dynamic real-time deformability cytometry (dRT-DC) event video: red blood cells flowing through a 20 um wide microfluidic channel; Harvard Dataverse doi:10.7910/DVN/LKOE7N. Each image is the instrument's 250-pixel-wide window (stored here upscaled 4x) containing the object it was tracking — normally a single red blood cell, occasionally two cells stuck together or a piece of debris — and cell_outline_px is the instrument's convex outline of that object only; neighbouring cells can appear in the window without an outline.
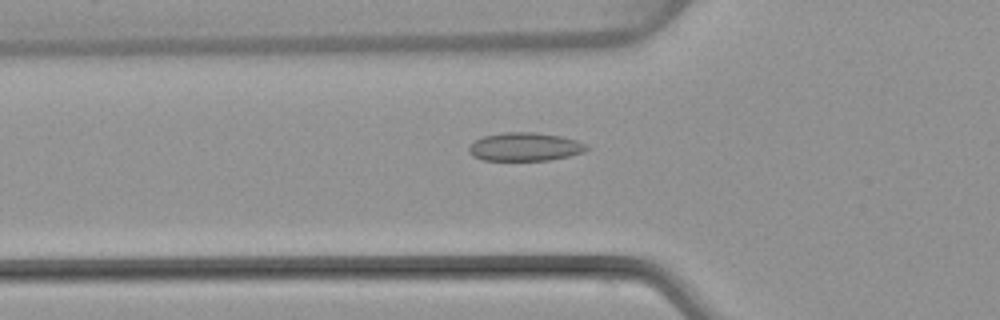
{"species": "common noctule bat (a hibernating species)", "species_latin": "Nyctalus noctula", "temperature_condition": "warm", "stored_images_in_passage": 50, "camera_frame_rate_fps": 3000, "um_per_image_px": 0.085, "animal": {"sex": "female", "body_mass_g": 22.7, "forearm_length_mm": 54.2}, "frame": {"image": 1, "passage_image": 17, "time_ms": 5.333, "image_size_px": [1000, 320], "cell_outline_px": [[592, 148], [584, 152], [568, 156], [548, 160], [484, 160], [472, 156], [468, 152], [468, 148], [476, 140], [484, 136], [504, 132], [536, 132], [560, 136], [576, 140], [588, 144]], "centroid_in_image_um": [44.66, 12.47], "position_along_channel_um": 81.1, "area_um2": 19.54}}
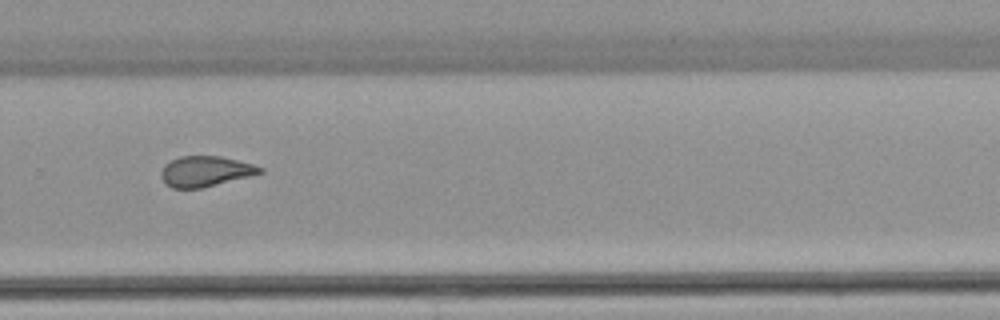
{"frame": {"image": 2, "passage_image": 34, "time_ms": 11.0, "image_size_px": [1000, 320], "cell_outline_px": [[264, 172], [200, 188], [172, 188], [164, 184], [160, 176], [160, 172], [164, 164], [180, 156], [220, 156], [252, 164], [264, 168]], "centroid_in_image_um": [17.4, 14.56], "position_along_channel_um": 312.4, "area_um2": 17.4}}
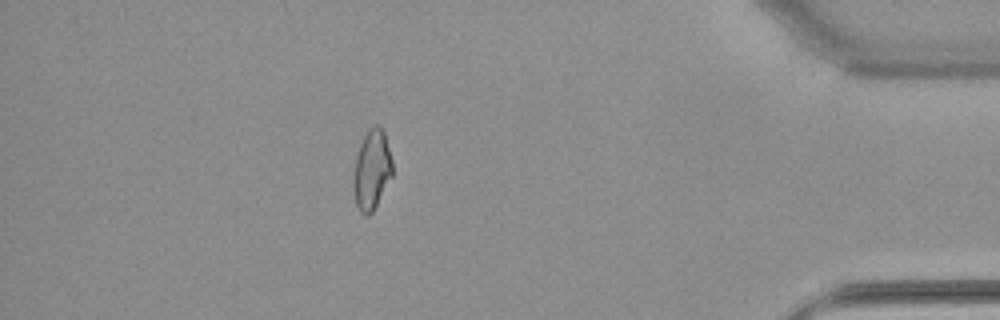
{"frame": {"image": 3, "passage_image": 44, "time_ms": 14.333, "image_size_px": [1000, 320], "cell_outline_px": [[392, 176], [372, 212], [368, 216], [364, 216], [360, 212], [356, 204], [352, 188], [352, 176], [356, 156], [360, 144], [368, 128], [376, 124], [380, 124], [384, 132], [392, 160]], "centroid_in_image_um": [31.58, 14.43], "position_along_channel_um": 403.6, "area_um2": 18.32}, "authors_computed_cell_mechanics": {"area_um2": 18.7561, "velocity_mm_per_s": 4.0743, "shape_relaxation_time_tau1_ms": null, "shape_relaxation_time_tau2_ms": 2.2446, "deformation_change_tau1": null, "deformation_change_tau2": 0.0634}}